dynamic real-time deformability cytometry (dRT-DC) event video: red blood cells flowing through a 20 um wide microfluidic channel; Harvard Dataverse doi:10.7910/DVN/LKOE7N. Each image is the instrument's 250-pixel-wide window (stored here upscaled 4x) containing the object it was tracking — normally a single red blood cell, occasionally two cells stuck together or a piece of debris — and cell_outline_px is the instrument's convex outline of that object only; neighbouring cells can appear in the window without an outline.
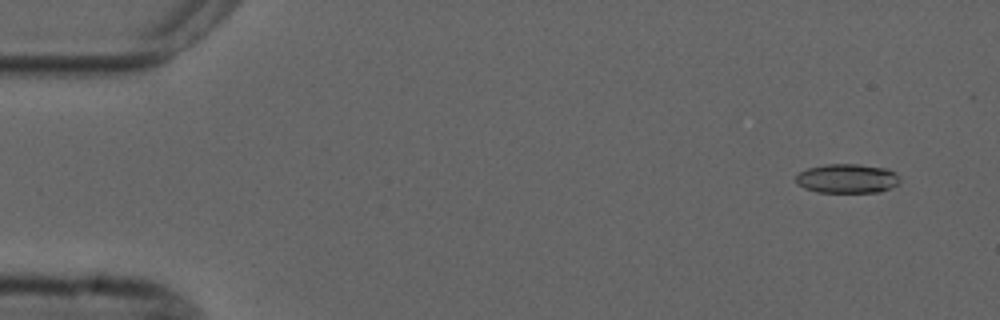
{"species": "common noctule bat (a hibernating species)", "species_latin": "Nyctalus noctula", "temperature_condition": "cold", "stored_images_in_passage": 49, "camera_frame_rate_fps": 3000, "um_per_image_px": 0.085, "animal": {"sex": "male", "forearm_length_mm": 52.5}, "frame": {"image": 1, "passage_image": 4, "time_ms": 1.0, "image_size_px": [1000, 320], "cell_outline_px": [[900, 180], [892, 188], [880, 192], [816, 192], [804, 188], [796, 184], [796, 176], [800, 172], [808, 168], [824, 164], [856, 164], [888, 168], [896, 172], [900, 176]], "centroid_in_image_um": [72.03, 15.17], "position_along_channel_um": 13.0, "area_um2": 17.92}}
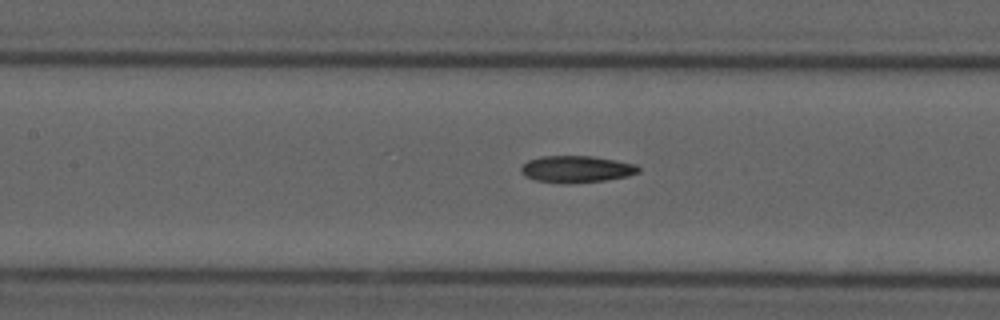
{"frame": {"image": 2, "passage_image": 25, "time_ms": 8.0, "image_size_px": [1000, 320], "cell_outline_px": [[640, 172], [628, 176], [604, 180], [564, 184], [536, 180], [524, 176], [520, 172], [520, 168], [528, 160], [540, 156], [592, 156], [616, 160], [636, 164], [640, 168]], "centroid_in_image_um": [48.99, 14.37], "position_along_channel_um": 158.4, "area_um2": 18.44}}
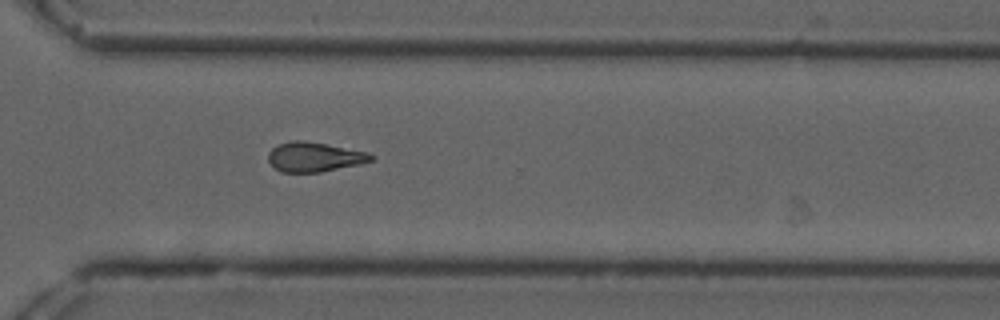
{"frame": {"image": 3, "passage_image": 40, "time_ms": 13.0, "image_size_px": [1000, 320], "cell_outline_px": [[376, 156], [372, 160], [360, 164], [320, 172], [280, 172], [268, 160], [268, 152], [272, 148], [280, 144], [292, 140], [304, 140], [368, 152]], "centroid_in_image_um": [26.73, 13.34], "position_along_channel_um": 343.9, "area_um2": 17.63}, "authors_computed_cell_mechanics": {"area_um2": 17.8602, "velocity_mm_per_s": 3.7298, "shape_relaxation_time_tau1_ms": null, "shape_relaxation_time_tau2_ms": 7.5831, "deformation_change_tau1": null, "deformation_change_tau2": 0.1689}}